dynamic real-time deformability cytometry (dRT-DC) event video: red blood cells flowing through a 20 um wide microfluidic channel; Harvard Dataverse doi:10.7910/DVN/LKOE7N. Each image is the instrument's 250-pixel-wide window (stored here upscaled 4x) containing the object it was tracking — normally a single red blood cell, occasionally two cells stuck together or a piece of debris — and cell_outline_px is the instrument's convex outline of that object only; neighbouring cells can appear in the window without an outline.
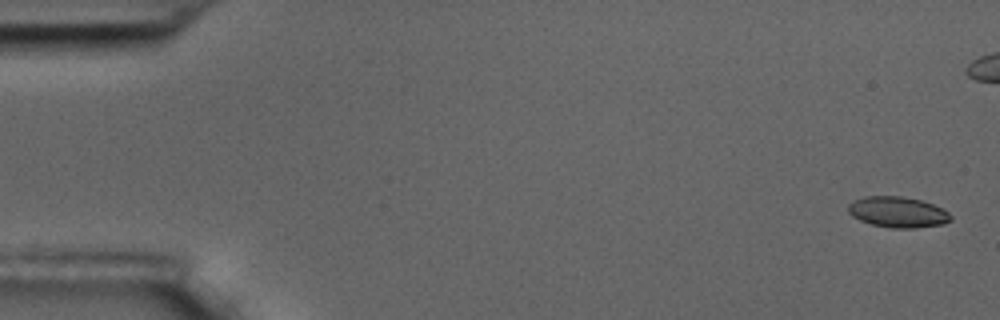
{"species": "common noctule bat (a hibernating species)", "species_latin": "Nyctalus noctula", "temperature_condition": "room temperature", "stored_images_in_passage": 4, "camera_frame_rate_fps": 3000, "um_per_image_px": 0.085, "animal": {"sex": "male", "body_mass_g": 17.5, "forearm_length_mm": 52.3}, "frame": {"image": 1, "passage_image": 1, "time_ms": 0.0, "image_size_px": [1000, 320], "cell_outline_px": [[952, 220], [944, 224], [916, 228], [892, 228], [872, 224], [860, 220], [852, 216], [848, 212], [848, 204], [852, 200], [864, 196], [900, 196], [920, 200], [932, 204], [948, 212], [952, 216]], "centroid_in_image_um": [76.29, 18.03], "position_along_channel_um": 8.7, "area_um2": 18.44}}